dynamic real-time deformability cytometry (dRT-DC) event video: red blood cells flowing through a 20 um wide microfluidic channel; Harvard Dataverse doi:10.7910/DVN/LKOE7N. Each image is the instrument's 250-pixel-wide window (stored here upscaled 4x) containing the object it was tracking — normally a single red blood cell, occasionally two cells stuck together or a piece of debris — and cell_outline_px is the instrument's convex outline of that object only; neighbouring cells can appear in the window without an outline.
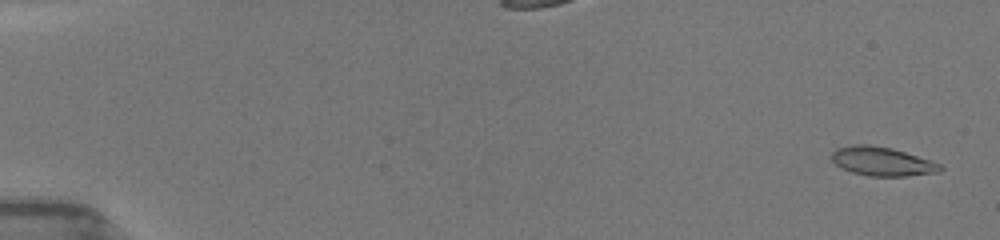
{"species": "common noctule bat (a hibernating species)", "species_latin": "Nyctalus noctula", "temperature_condition": "room temperature", "stored_images_in_passage": 32, "camera_frame_rate_fps": 3000, "um_per_image_px": 0.085, "animal": {"sex": "female", "body_mass_g": 19.5, "forearm_length_mm": 54.1}, "frame": {"image": 1, "passage_image": 1, "time_ms": 0.0, "image_size_px": [1000, 240], "cell_outline_px": [[944, 168], [940, 172], [908, 176], [868, 176], [852, 172], [840, 168], [832, 160], [832, 152], [836, 148], [852, 144], [868, 144], [892, 148], [940, 164]], "centroid_in_image_um": [74.95, 13.72], "position_along_channel_um": 10.1, "area_um2": 18.26}}
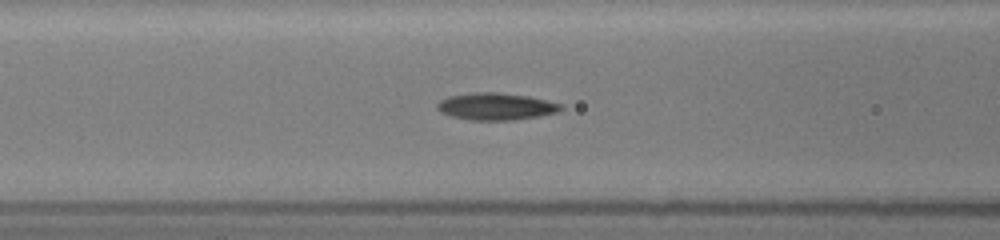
{"frame": {"image": 2, "passage_image": 15, "time_ms": 7.0, "image_size_px": [1000, 240], "cell_outline_px": [[564, 108], [560, 112], [540, 116], [512, 120], [472, 120], [452, 116], [440, 112], [436, 108], [436, 104], [440, 100], [448, 96], [476, 92], [500, 92], [528, 96], [564, 104]], "centroid_in_image_um": [42.19, 9.04], "position_along_channel_um": 124.4, "area_um2": 19.71}}
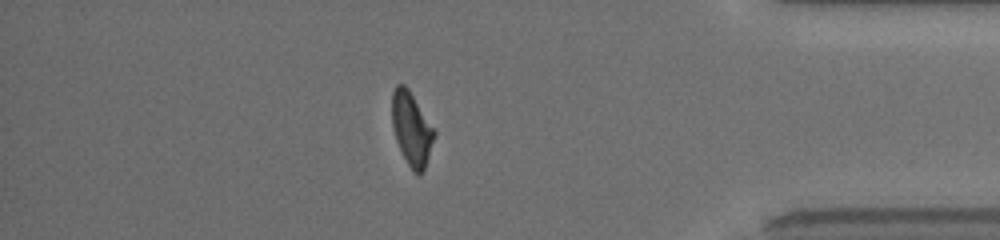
{"frame": {"image": 3, "passage_image": 28, "time_ms": 14.667, "image_size_px": [1000, 240], "cell_outline_px": [[436, 132], [424, 172], [412, 172], [396, 140], [392, 124], [392, 92], [396, 84], [404, 84], [408, 88]], "centroid_in_image_um": [34.98, 10.94], "position_along_channel_um": 400.2, "area_um2": 17.8}, "authors_computed_cell_mechanics": {"area_um2": 18.5827, "velocity_mm_per_s": 3.978, "shape_relaxation_time_tau1_ms": 4.4028, "shape_relaxation_time_tau2_ms": 1.4733, "deformation_change_tau1": 0.1809, "deformation_change_tau2": 0.0652}}